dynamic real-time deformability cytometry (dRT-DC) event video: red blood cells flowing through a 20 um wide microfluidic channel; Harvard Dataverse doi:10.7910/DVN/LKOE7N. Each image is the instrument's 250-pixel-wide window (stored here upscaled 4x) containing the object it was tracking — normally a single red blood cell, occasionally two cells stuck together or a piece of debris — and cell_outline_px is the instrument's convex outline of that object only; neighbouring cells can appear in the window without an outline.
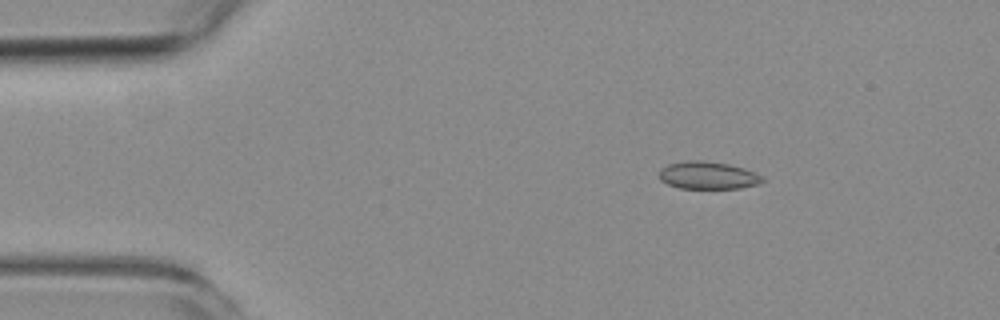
{"species": "common noctule bat (a hibernating species)", "species_latin": "Nyctalus noctula", "temperature_condition": "room temperature", "stored_images_in_passage": 3, "camera_frame_rate_fps": 3000, "um_per_image_px": 0.085, "animal": {"sex": "female", "body_mass_g": 19.3, "forearm_length_mm": 54.1}, "frame": {"image": 1, "passage_image": 1, "time_ms": 0.0, "image_size_px": [1000, 320], "cell_outline_px": [[764, 180], [760, 184], [740, 188], [680, 188], [668, 184], [660, 180], [660, 168], [668, 164], [688, 160], [704, 160], [728, 164], [744, 168], [756, 172], [764, 176]], "centroid_in_image_um": [60.21, 14.9], "position_along_channel_um": 24.8, "area_um2": 16.7}}
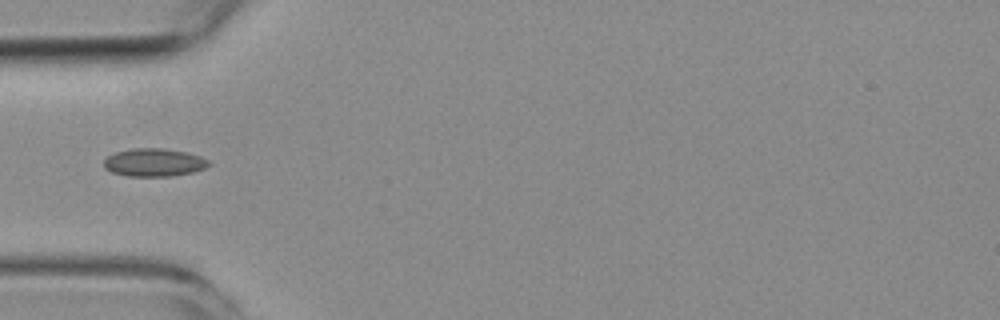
{"frame": {"image": 2, "passage_image": 3, "time_ms": 3.0, "image_size_px": [1000, 320], "cell_outline_px": [[212, 164], [204, 168], [192, 172], [172, 176], [128, 176], [112, 172], [104, 168], [104, 160], [108, 156], [116, 152], [132, 148], [164, 148], [188, 152], [200, 156], [208, 160]], "centroid_in_image_um": [13.1, 13.8], "position_along_channel_um": 71.9, "area_um2": 17.17}}